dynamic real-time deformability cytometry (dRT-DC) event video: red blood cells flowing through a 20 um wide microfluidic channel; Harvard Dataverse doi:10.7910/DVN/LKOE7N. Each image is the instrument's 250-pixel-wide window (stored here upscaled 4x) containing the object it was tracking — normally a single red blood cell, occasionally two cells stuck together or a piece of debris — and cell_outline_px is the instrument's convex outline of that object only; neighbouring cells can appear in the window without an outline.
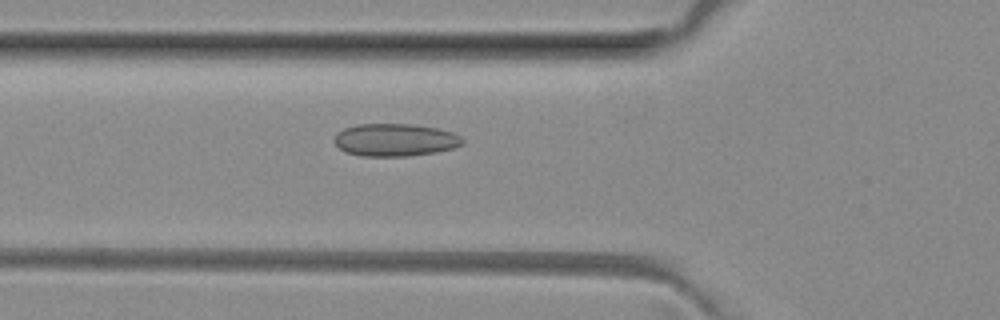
{"species": "common noctule bat (a hibernating species)", "species_latin": "Nyctalus noctula", "temperature_condition": "room temperature", "stored_images_in_passage": 51, "camera_frame_rate_fps": 3000, "um_per_image_px": 0.085, "animal": {"sex": "female", "body_mass_g": 29.2, "forearm_length_mm": 56.3}, "frame": {"image": 1, "passage_image": 18, "time_ms": 5.667, "image_size_px": [1000, 320], "cell_outline_px": [[464, 144], [456, 148], [436, 152], [408, 156], [360, 156], [348, 152], [340, 148], [332, 140], [336, 132], [344, 128], [356, 124], [412, 124], [436, 128], [452, 132], [460, 136], [464, 140]], "centroid_in_image_um": [33.58, 11.89], "position_along_channel_um": 92.2, "area_um2": 24.57}}
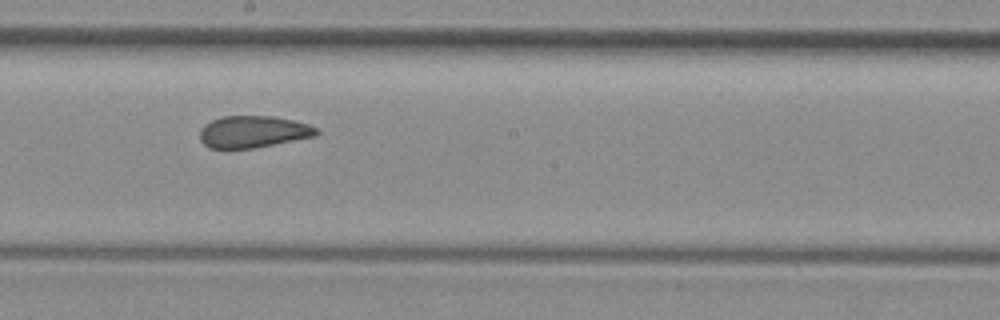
{"frame": {"image": 2, "passage_image": 28, "time_ms": 9.0, "image_size_px": [1000, 320], "cell_outline_px": [[320, 132], [316, 136], [256, 148], [208, 148], [200, 140], [200, 128], [204, 124], [212, 120], [224, 116], [272, 116], [292, 120], [308, 124], [316, 128]], "centroid_in_image_um": [21.51, 11.2], "position_along_channel_um": 226.7, "area_um2": 21.73}}
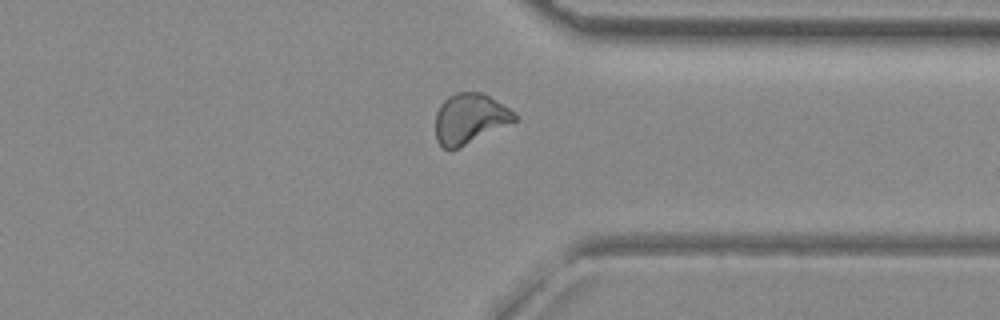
{"frame": {"image": 3, "passage_image": 39, "time_ms": 12.667, "image_size_px": [1000, 320], "cell_outline_px": [[516, 120], [456, 148], [444, 148], [436, 140], [436, 112], [440, 104], [448, 96], [456, 92], [480, 92], [488, 96], [508, 108], [516, 116]], "centroid_in_image_um": [39.87, 10.05], "position_along_channel_um": 371.5, "area_um2": 22.31}, "authors_computed_cell_mechanics": {"area_um2": 23.0622, "velocity_mm_per_s": 4.0258, "shape_relaxation_time_tau1_ms": null, "shape_relaxation_time_tau2_ms": 1.9383, "deformation_change_tau1": null, "deformation_change_tau2": 0.0762}}